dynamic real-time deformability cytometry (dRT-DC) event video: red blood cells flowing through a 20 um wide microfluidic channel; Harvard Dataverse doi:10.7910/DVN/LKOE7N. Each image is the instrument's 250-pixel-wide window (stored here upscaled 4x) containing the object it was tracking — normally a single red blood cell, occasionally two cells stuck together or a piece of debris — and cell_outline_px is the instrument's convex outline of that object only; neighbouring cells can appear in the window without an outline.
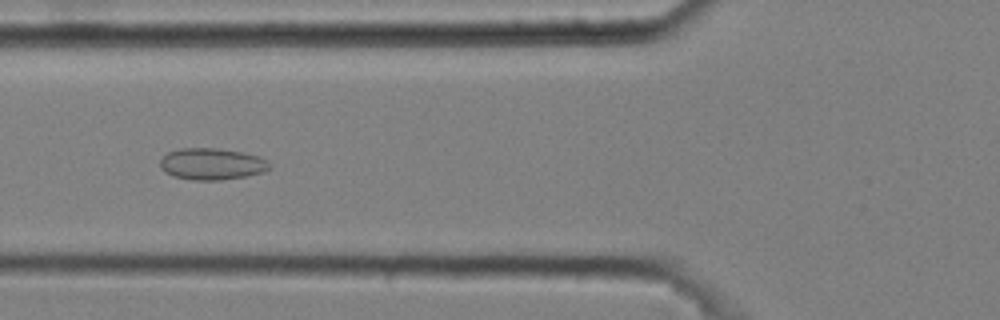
{"species": "common noctule bat (a hibernating species)", "species_latin": "Nyctalus noctula", "temperature_condition": "cold", "stored_images_in_passage": 52, "camera_frame_rate_fps": 3000, "um_per_image_px": 0.085, "animal": {"sex": "male", "body_mass_g": 20.4}, "frame": {"image": 1, "passage_image": 20, "time_ms": 6.333, "image_size_px": [1000, 320], "cell_outline_px": [[272, 168], [264, 172], [248, 176], [220, 180], [192, 180], [172, 176], [164, 172], [160, 168], [160, 160], [168, 152], [180, 148], [220, 148], [244, 152], [260, 156], [268, 160], [272, 164]], "centroid_in_image_um": [18.05, 13.94], "position_along_channel_um": 107.7, "area_um2": 20.63}}
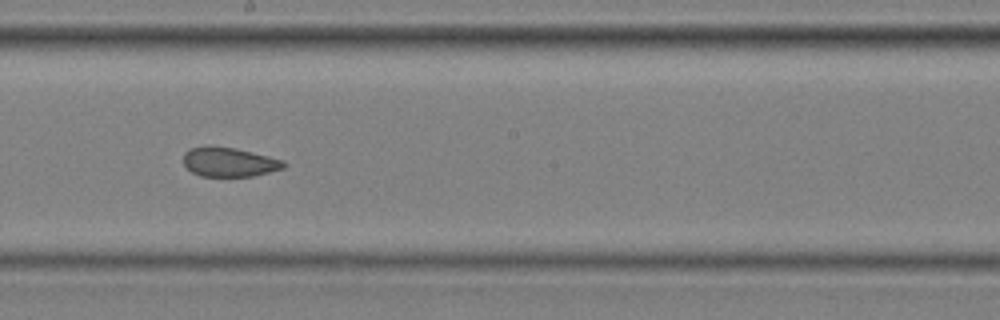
{"frame": {"image": 2, "passage_image": 30, "time_ms": 9.667, "image_size_px": [1000, 320], "cell_outline_px": [[288, 164], [284, 168], [252, 176], [200, 176], [192, 172], [184, 164], [184, 152], [188, 148], [236, 148], [284, 160]], "centroid_in_image_um": [19.52, 13.8], "position_along_channel_um": 228.7, "area_um2": 16.7}}
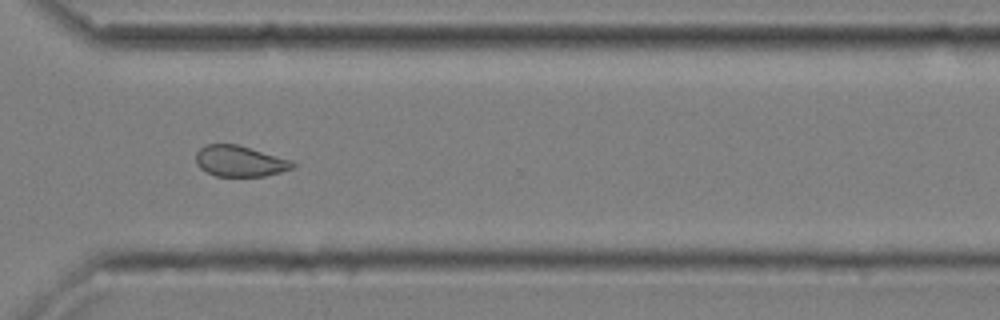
{"frame": {"image": 3, "passage_image": 40, "time_ms": 13.0, "image_size_px": [1000, 320], "cell_outline_px": [[296, 164], [292, 168], [280, 172], [264, 176], [216, 176], [200, 168], [196, 164], [196, 152], [204, 144], [236, 144], [292, 160]], "centroid_in_image_um": [20.36, 13.69], "position_along_channel_um": 350.2, "area_um2": 17.34}, "authors_computed_cell_mechanics": {"area_um2": 19.2474, "velocity_mm_per_s": 3.6289, "shape_relaxation_time_tau1_ms": null, "shape_relaxation_time_tau2_ms": 1.8999, "deformation_change_tau1": null, "deformation_change_tau2": 0.081}}